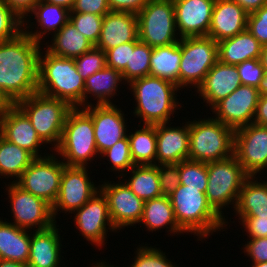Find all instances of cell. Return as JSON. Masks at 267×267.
Returning a JSON list of instances; mask_svg holds the SVG:
<instances>
[{"mask_svg": "<svg viewBox=\"0 0 267 267\" xmlns=\"http://www.w3.org/2000/svg\"><path fill=\"white\" fill-rule=\"evenodd\" d=\"M217 61L218 46L211 37L181 38L179 88H198Z\"/></svg>", "mask_w": 267, "mask_h": 267, "instance_id": "9", "label": "cell"}, {"mask_svg": "<svg viewBox=\"0 0 267 267\" xmlns=\"http://www.w3.org/2000/svg\"><path fill=\"white\" fill-rule=\"evenodd\" d=\"M130 170L131 177L124 182L137 197L146 201L163 196L157 165H134Z\"/></svg>", "mask_w": 267, "mask_h": 267, "instance_id": "36", "label": "cell"}, {"mask_svg": "<svg viewBox=\"0 0 267 267\" xmlns=\"http://www.w3.org/2000/svg\"><path fill=\"white\" fill-rule=\"evenodd\" d=\"M181 38L179 42L154 47L150 61V75L172 82L179 87Z\"/></svg>", "mask_w": 267, "mask_h": 267, "instance_id": "33", "label": "cell"}, {"mask_svg": "<svg viewBox=\"0 0 267 267\" xmlns=\"http://www.w3.org/2000/svg\"><path fill=\"white\" fill-rule=\"evenodd\" d=\"M47 3L62 6L71 11L75 0H44Z\"/></svg>", "mask_w": 267, "mask_h": 267, "instance_id": "55", "label": "cell"}, {"mask_svg": "<svg viewBox=\"0 0 267 267\" xmlns=\"http://www.w3.org/2000/svg\"><path fill=\"white\" fill-rule=\"evenodd\" d=\"M251 267H267V262L263 263H252Z\"/></svg>", "mask_w": 267, "mask_h": 267, "instance_id": "61", "label": "cell"}, {"mask_svg": "<svg viewBox=\"0 0 267 267\" xmlns=\"http://www.w3.org/2000/svg\"><path fill=\"white\" fill-rule=\"evenodd\" d=\"M244 245V254L250 257L253 263L267 262V237L250 238Z\"/></svg>", "mask_w": 267, "mask_h": 267, "instance_id": "48", "label": "cell"}, {"mask_svg": "<svg viewBox=\"0 0 267 267\" xmlns=\"http://www.w3.org/2000/svg\"><path fill=\"white\" fill-rule=\"evenodd\" d=\"M36 157L0 135V175L16 182ZM16 179V180H15Z\"/></svg>", "mask_w": 267, "mask_h": 267, "instance_id": "35", "label": "cell"}, {"mask_svg": "<svg viewBox=\"0 0 267 267\" xmlns=\"http://www.w3.org/2000/svg\"><path fill=\"white\" fill-rule=\"evenodd\" d=\"M135 41L120 44L107 50L106 66L119 72H123L126 66H130L131 50H134Z\"/></svg>", "mask_w": 267, "mask_h": 267, "instance_id": "45", "label": "cell"}, {"mask_svg": "<svg viewBox=\"0 0 267 267\" xmlns=\"http://www.w3.org/2000/svg\"><path fill=\"white\" fill-rule=\"evenodd\" d=\"M260 94H267V72L263 75V80L261 81L260 87L258 88Z\"/></svg>", "mask_w": 267, "mask_h": 267, "instance_id": "59", "label": "cell"}, {"mask_svg": "<svg viewBox=\"0 0 267 267\" xmlns=\"http://www.w3.org/2000/svg\"><path fill=\"white\" fill-rule=\"evenodd\" d=\"M73 214L76 228L84 239L91 241V245L101 248L106 244L108 229L117 232L110 217L107 198L101 190Z\"/></svg>", "mask_w": 267, "mask_h": 267, "instance_id": "15", "label": "cell"}, {"mask_svg": "<svg viewBox=\"0 0 267 267\" xmlns=\"http://www.w3.org/2000/svg\"><path fill=\"white\" fill-rule=\"evenodd\" d=\"M140 127L134 133H128L131 156L135 165H156V125Z\"/></svg>", "mask_w": 267, "mask_h": 267, "instance_id": "34", "label": "cell"}, {"mask_svg": "<svg viewBox=\"0 0 267 267\" xmlns=\"http://www.w3.org/2000/svg\"><path fill=\"white\" fill-rule=\"evenodd\" d=\"M11 104L6 100V98L0 92V116L7 110Z\"/></svg>", "mask_w": 267, "mask_h": 267, "instance_id": "58", "label": "cell"}, {"mask_svg": "<svg viewBox=\"0 0 267 267\" xmlns=\"http://www.w3.org/2000/svg\"><path fill=\"white\" fill-rule=\"evenodd\" d=\"M87 167L65 166L61 176L59 193L52 206L54 219H57L58 211L73 213L81 208L96 192L100 190L98 185L92 182L88 176Z\"/></svg>", "mask_w": 267, "mask_h": 267, "instance_id": "13", "label": "cell"}, {"mask_svg": "<svg viewBox=\"0 0 267 267\" xmlns=\"http://www.w3.org/2000/svg\"><path fill=\"white\" fill-rule=\"evenodd\" d=\"M128 86L136 102L133 113L135 117L141 118L140 123H170L171 115L179 106L182 108L176 94L180 88L172 82L148 75L132 80Z\"/></svg>", "mask_w": 267, "mask_h": 267, "instance_id": "3", "label": "cell"}, {"mask_svg": "<svg viewBox=\"0 0 267 267\" xmlns=\"http://www.w3.org/2000/svg\"><path fill=\"white\" fill-rule=\"evenodd\" d=\"M30 254V233L0 218V259L27 265Z\"/></svg>", "mask_w": 267, "mask_h": 267, "instance_id": "28", "label": "cell"}, {"mask_svg": "<svg viewBox=\"0 0 267 267\" xmlns=\"http://www.w3.org/2000/svg\"><path fill=\"white\" fill-rule=\"evenodd\" d=\"M28 14L29 16L27 17H30V14H34L32 17H36L35 23H38L37 25L40 26L39 29L41 30L33 31L31 25H34V22H31L29 18L28 20H23L24 28L22 29L34 41L42 44L41 42L44 41L41 40H43L44 37L46 38V34L49 36L50 33L54 34L58 32L69 21L70 10L59 5L47 3L44 0H39ZM29 22L31 24H29ZM30 28H32L31 31H29Z\"/></svg>", "mask_w": 267, "mask_h": 267, "instance_id": "26", "label": "cell"}, {"mask_svg": "<svg viewBox=\"0 0 267 267\" xmlns=\"http://www.w3.org/2000/svg\"><path fill=\"white\" fill-rule=\"evenodd\" d=\"M41 45L24 31L0 42V92L10 104L37 92Z\"/></svg>", "mask_w": 267, "mask_h": 267, "instance_id": "1", "label": "cell"}, {"mask_svg": "<svg viewBox=\"0 0 267 267\" xmlns=\"http://www.w3.org/2000/svg\"><path fill=\"white\" fill-rule=\"evenodd\" d=\"M134 262L129 267H178L165 255V252L152 246H138Z\"/></svg>", "mask_w": 267, "mask_h": 267, "instance_id": "42", "label": "cell"}, {"mask_svg": "<svg viewBox=\"0 0 267 267\" xmlns=\"http://www.w3.org/2000/svg\"><path fill=\"white\" fill-rule=\"evenodd\" d=\"M144 224L147 231H156L165 229L171 235H180L186 232L178 225L174 215L170 197L161 196L158 198L146 200L144 203L143 214L139 224ZM169 226V227H168Z\"/></svg>", "mask_w": 267, "mask_h": 267, "instance_id": "29", "label": "cell"}, {"mask_svg": "<svg viewBox=\"0 0 267 267\" xmlns=\"http://www.w3.org/2000/svg\"><path fill=\"white\" fill-rule=\"evenodd\" d=\"M77 72L84 81L106 66V53L93 46L90 50L74 59Z\"/></svg>", "mask_w": 267, "mask_h": 267, "instance_id": "41", "label": "cell"}, {"mask_svg": "<svg viewBox=\"0 0 267 267\" xmlns=\"http://www.w3.org/2000/svg\"><path fill=\"white\" fill-rule=\"evenodd\" d=\"M53 150L66 166L88 167V161L99 155L92 117L83 108L69 111L59 145Z\"/></svg>", "mask_w": 267, "mask_h": 267, "instance_id": "5", "label": "cell"}, {"mask_svg": "<svg viewBox=\"0 0 267 267\" xmlns=\"http://www.w3.org/2000/svg\"><path fill=\"white\" fill-rule=\"evenodd\" d=\"M84 88L85 81L77 72L74 59L56 56L47 50L42 53L41 49L38 92L66 101L72 108H83Z\"/></svg>", "mask_w": 267, "mask_h": 267, "instance_id": "2", "label": "cell"}, {"mask_svg": "<svg viewBox=\"0 0 267 267\" xmlns=\"http://www.w3.org/2000/svg\"><path fill=\"white\" fill-rule=\"evenodd\" d=\"M241 85L236 65L217 61L209 70L203 82L196 89L204 103L210 108L229 96Z\"/></svg>", "mask_w": 267, "mask_h": 267, "instance_id": "23", "label": "cell"}, {"mask_svg": "<svg viewBox=\"0 0 267 267\" xmlns=\"http://www.w3.org/2000/svg\"><path fill=\"white\" fill-rule=\"evenodd\" d=\"M16 105L30 119L40 139L54 148L59 145L67 114L72 107L63 100L35 92ZM54 143V144H53Z\"/></svg>", "mask_w": 267, "mask_h": 267, "instance_id": "8", "label": "cell"}, {"mask_svg": "<svg viewBox=\"0 0 267 267\" xmlns=\"http://www.w3.org/2000/svg\"><path fill=\"white\" fill-rule=\"evenodd\" d=\"M10 199L11 213L14 225L34 230H44L53 226L57 221L53 217L52 206L45 200L23 190L14 182L6 186Z\"/></svg>", "mask_w": 267, "mask_h": 267, "instance_id": "12", "label": "cell"}, {"mask_svg": "<svg viewBox=\"0 0 267 267\" xmlns=\"http://www.w3.org/2000/svg\"><path fill=\"white\" fill-rule=\"evenodd\" d=\"M160 189L163 196H170L180 185L179 163L158 164Z\"/></svg>", "mask_w": 267, "mask_h": 267, "instance_id": "46", "label": "cell"}, {"mask_svg": "<svg viewBox=\"0 0 267 267\" xmlns=\"http://www.w3.org/2000/svg\"><path fill=\"white\" fill-rule=\"evenodd\" d=\"M247 29L262 46L267 45V4L248 15Z\"/></svg>", "mask_w": 267, "mask_h": 267, "instance_id": "47", "label": "cell"}, {"mask_svg": "<svg viewBox=\"0 0 267 267\" xmlns=\"http://www.w3.org/2000/svg\"><path fill=\"white\" fill-rule=\"evenodd\" d=\"M23 19L0 0V42L10 40L23 31Z\"/></svg>", "mask_w": 267, "mask_h": 267, "instance_id": "43", "label": "cell"}, {"mask_svg": "<svg viewBox=\"0 0 267 267\" xmlns=\"http://www.w3.org/2000/svg\"><path fill=\"white\" fill-rule=\"evenodd\" d=\"M110 11L107 0H75L70 12L91 13L104 16Z\"/></svg>", "mask_w": 267, "mask_h": 267, "instance_id": "49", "label": "cell"}, {"mask_svg": "<svg viewBox=\"0 0 267 267\" xmlns=\"http://www.w3.org/2000/svg\"><path fill=\"white\" fill-rule=\"evenodd\" d=\"M0 267H27V265L21 264L19 262L0 259Z\"/></svg>", "mask_w": 267, "mask_h": 267, "instance_id": "57", "label": "cell"}, {"mask_svg": "<svg viewBox=\"0 0 267 267\" xmlns=\"http://www.w3.org/2000/svg\"><path fill=\"white\" fill-rule=\"evenodd\" d=\"M248 13L233 0H216L208 37L216 42L234 37L247 29Z\"/></svg>", "mask_w": 267, "mask_h": 267, "instance_id": "22", "label": "cell"}, {"mask_svg": "<svg viewBox=\"0 0 267 267\" xmlns=\"http://www.w3.org/2000/svg\"><path fill=\"white\" fill-rule=\"evenodd\" d=\"M234 132L213 116L189 121V159L208 163L232 156Z\"/></svg>", "mask_w": 267, "mask_h": 267, "instance_id": "6", "label": "cell"}, {"mask_svg": "<svg viewBox=\"0 0 267 267\" xmlns=\"http://www.w3.org/2000/svg\"><path fill=\"white\" fill-rule=\"evenodd\" d=\"M257 178L249 176L243 183L234 211L237 217H267V181Z\"/></svg>", "mask_w": 267, "mask_h": 267, "instance_id": "31", "label": "cell"}, {"mask_svg": "<svg viewBox=\"0 0 267 267\" xmlns=\"http://www.w3.org/2000/svg\"><path fill=\"white\" fill-rule=\"evenodd\" d=\"M249 238L267 237V217H238Z\"/></svg>", "mask_w": 267, "mask_h": 267, "instance_id": "50", "label": "cell"}, {"mask_svg": "<svg viewBox=\"0 0 267 267\" xmlns=\"http://www.w3.org/2000/svg\"><path fill=\"white\" fill-rule=\"evenodd\" d=\"M83 109L92 117L96 148L100 155L127 135L125 114L116 104H91Z\"/></svg>", "mask_w": 267, "mask_h": 267, "instance_id": "18", "label": "cell"}, {"mask_svg": "<svg viewBox=\"0 0 267 267\" xmlns=\"http://www.w3.org/2000/svg\"><path fill=\"white\" fill-rule=\"evenodd\" d=\"M169 197L178 225L185 232L194 233L198 241L225 229L229 224L212 209L206 194L200 189L186 188V185L180 184Z\"/></svg>", "mask_w": 267, "mask_h": 267, "instance_id": "4", "label": "cell"}, {"mask_svg": "<svg viewBox=\"0 0 267 267\" xmlns=\"http://www.w3.org/2000/svg\"><path fill=\"white\" fill-rule=\"evenodd\" d=\"M218 61L238 65L249 59H259L262 45L248 29L234 37L217 42Z\"/></svg>", "mask_w": 267, "mask_h": 267, "instance_id": "27", "label": "cell"}, {"mask_svg": "<svg viewBox=\"0 0 267 267\" xmlns=\"http://www.w3.org/2000/svg\"><path fill=\"white\" fill-rule=\"evenodd\" d=\"M208 180L206 196L212 209L226 221L222 210L232 205L235 207L243 183L249 177L236 156L207 163Z\"/></svg>", "mask_w": 267, "mask_h": 267, "instance_id": "7", "label": "cell"}, {"mask_svg": "<svg viewBox=\"0 0 267 267\" xmlns=\"http://www.w3.org/2000/svg\"><path fill=\"white\" fill-rule=\"evenodd\" d=\"M260 95L258 88L241 84L211 108L212 113L215 114L213 118L234 131L247 126L253 123Z\"/></svg>", "mask_w": 267, "mask_h": 267, "instance_id": "16", "label": "cell"}, {"mask_svg": "<svg viewBox=\"0 0 267 267\" xmlns=\"http://www.w3.org/2000/svg\"><path fill=\"white\" fill-rule=\"evenodd\" d=\"M153 48L139 39L135 41L134 50H131L130 66L122 72L124 82L150 75V61Z\"/></svg>", "mask_w": 267, "mask_h": 267, "instance_id": "37", "label": "cell"}, {"mask_svg": "<svg viewBox=\"0 0 267 267\" xmlns=\"http://www.w3.org/2000/svg\"><path fill=\"white\" fill-rule=\"evenodd\" d=\"M180 184L186 185V188L200 189L206 193L208 170L207 163L183 160L179 163Z\"/></svg>", "mask_w": 267, "mask_h": 267, "instance_id": "38", "label": "cell"}, {"mask_svg": "<svg viewBox=\"0 0 267 267\" xmlns=\"http://www.w3.org/2000/svg\"><path fill=\"white\" fill-rule=\"evenodd\" d=\"M111 11L138 14L150 0H107Z\"/></svg>", "mask_w": 267, "mask_h": 267, "instance_id": "51", "label": "cell"}, {"mask_svg": "<svg viewBox=\"0 0 267 267\" xmlns=\"http://www.w3.org/2000/svg\"><path fill=\"white\" fill-rule=\"evenodd\" d=\"M106 156L108 157L107 160L112 165L110 169L118 174L119 172H121L120 175L116 178H119L121 176L120 178L122 179L123 177H125L127 173H123L128 172L135 165L131 156L127 135L123 139L119 140L111 148L104 151L99 157Z\"/></svg>", "mask_w": 267, "mask_h": 267, "instance_id": "39", "label": "cell"}, {"mask_svg": "<svg viewBox=\"0 0 267 267\" xmlns=\"http://www.w3.org/2000/svg\"><path fill=\"white\" fill-rule=\"evenodd\" d=\"M104 262H105L104 260L103 261L101 260V262H96V264L93 263L94 265H92L91 267H114L113 265H110L109 263L107 265L106 264L107 262H105V263Z\"/></svg>", "mask_w": 267, "mask_h": 267, "instance_id": "60", "label": "cell"}, {"mask_svg": "<svg viewBox=\"0 0 267 267\" xmlns=\"http://www.w3.org/2000/svg\"><path fill=\"white\" fill-rule=\"evenodd\" d=\"M103 17L91 13L70 12L69 21L96 46L101 35Z\"/></svg>", "mask_w": 267, "mask_h": 267, "instance_id": "40", "label": "cell"}, {"mask_svg": "<svg viewBox=\"0 0 267 267\" xmlns=\"http://www.w3.org/2000/svg\"><path fill=\"white\" fill-rule=\"evenodd\" d=\"M239 4L248 14L255 12L267 4V0H233Z\"/></svg>", "mask_w": 267, "mask_h": 267, "instance_id": "54", "label": "cell"}, {"mask_svg": "<svg viewBox=\"0 0 267 267\" xmlns=\"http://www.w3.org/2000/svg\"><path fill=\"white\" fill-rule=\"evenodd\" d=\"M137 18L139 40L150 47L179 42L173 0H150Z\"/></svg>", "mask_w": 267, "mask_h": 267, "instance_id": "10", "label": "cell"}, {"mask_svg": "<svg viewBox=\"0 0 267 267\" xmlns=\"http://www.w3.org/2000/svg\"><path fill=\"white\" fill-rule=\"evenodd\" d=\"M52 36L46 50L60 57L75 59L94 46L70 21Z\"/></svg>", "mask_w": 267, "mask_h": 267, "instance_id": "32", "label": "cell"}, {"mask_svg": "<svg viewBox=\"0 0 267 267\" xmlns=\"http://www.w3.org/2000/svg\"><path fill=\"white\" fill-rule=\"evenodd\" d=\"M123 80L121 72L108 66H105L100 71L89 76L85 80L84 107L93 104L89 102V97H94L95 100L97 99L95 102L97 105L112 104L113 101L111 102L110 99L113 98L115 94L117 95L118 85H120V83L126 84Z\"/></svg>", "mask_w": 267, "mask_h": 267, "instance_id": "30", "label": "cell"}, {"mask_svg": "<svg viewBox=\"0 0 267 267\" xmlns=\"http://www.w3.org/2000/svg\"><path fill=\"white\" fill-rule=\"evenodd\" d=\"M234 155L249 176L267 169V127L250 123L235 130Z\"/></svg>", "mask_w": 267, "mask_h": 267, "instance_id": "14", "label": "cell"}, {"mask_svg": "<svg viewBox=\"0 0 267 267\" xmlns=\"http://www.w3.org/2000/svg\"><path fill=\"white\" fill-rule=\"evenodd\" d=\"M56 224L48 229L30 231V254L27 267H61L62 262L64 263L61 259L63 245L57 228L59 225L56 226Z\"/></svg>", "mask_w": 267, "mask_h": 267, "instance_id": "25", "label": "cell"}, {"mask_svg": "<svg viewBox=\"0 0 267 267\" xmlns=\"http://www.w3.org/2000/svg\"><path fill=\"white\" fill-rule=\"evenodd\" d=\"M0 135L35 157H43L39 152L40 146L45 143L37 135L30 119L16 104H11L0 116Z\"/></svg>", "mask_w": 267, "mask_h": 267, "instance_id": "20", "label": "cell"}, {"mask_svg": "<svg viewBox=\"0 0 267 267\" xmlns=\"http://www.w3.org/2000/svg\"><path fill=\"white\" fill-rule=\"evenodd\" d=\"M253 123L267 127V94L260 95Z\"/></svg>", "mask_w": 267, "mask_h": 267, "instance_id": "53", "label": "cell"}, {"mask_svg": "<svg viewBox=\"0 0 267 267\" xmlns=\"http://www.w3.org/2000/svg\"><path fill=\"white\" fill-rule=\"evenodd\" d=\"M39 0H4V2L23 20Z\"/></svg>", "mask_w": 267, "mask_h": 267, "instance_id": "52", "label": "cell"}, {"mask_svg": "<svg viewBox=\"0 0 267 267\" xmlns=\"http://www.w3.org/2000/svg\"><path fill=\"white\" fill-rule=\"evenodd\" d=\"M112 181L99 184L106 196L113 226L116 230L136 225L140 222L145 201L137 197L125 182ZM123 227V228H122Z\"/></svg>", "mask_w": 267, "mask_h": 267, "instance_id": "17", "label": "cell"}, {"mask_svg": "<svg viewBox=\"0 0 267 267\" xmlns=\"http://www.w3.org/2000/svg\"><path fill=\"white\" fill-rule=\"evenodd\" d=\"M48 154L36 157L15 183L23 190L53 206L59 193L61 176L66 165L58 159L59 156H55L56 153Z\"/></svg>", "mask_w": 267, "mask_h": 267, "instance_id": "11", "label": "cell"}, {"mask_svg": "<svg viewBox=\"0 0 267 267\" xmlns=\"http://www.w3.org/2000/svg\"><path fill=\"white\" fill-rule=\"evenodd\" d=\"M259 61L264 68V72H267V45L262 46Z\"/></svg>", "mask_w": 267, "mask_h": 267, "instance_id": "56", "label": "cell"}, {"mask_svg": "<svg viewBox=\"0 0 267 267\" xmlns=\"http://www.w3.org/2000/svg\"><path fill=\"white\" fill-rule=\"evenodd\" d=\"M183 126L156 124V165L178 164L189 159V122ZM168 125V126H167Z\"/></svg>", "mask_w": 267, "mask_h": 267, "instance_id": "21", "label": "cell"}, {"mask_svg": "<svg viewBox=\"0 0 267 267\" xmlns=\"http://www.w3.org/2000/svg\"><path fill=\"white\" fill-rule=\"evenodd\" d=\"M139 39L136 14L110 11L103 17L101 35L96 47L104 52L120 44Z\"/></svg>", "mask_w": 267, "mask_h": 267, "instance_id": "24", "label": "cell"}, {"mask_svg": "<svg viewBox=\"0 0 267 267\" xmlns=\"http://www.w3.org/2000/svg\"><path fill=\"white\" fill-rule=\"evenodd\" d=\"M239 81L242 85L260 87L263 80L264 68L259 59H249L236 65Z\"/></svg>", "mask_w": 267, "mask_h": 267, "instance_id": "44", "label": "cell"}, {"mask_svg": "<svg viewBox=\"0 0 267 267\" xmlns=\"http://www.w3.org/2000/svg\"><path fill=\"white\" fill-rule=\"evenodd\" d=\"M216 0H173L179 38L208 36Z\"/></svg>", "mask_w": 267, "mask_h": 267, "instance_id": "19", "label": "cell"}]
</instances>
